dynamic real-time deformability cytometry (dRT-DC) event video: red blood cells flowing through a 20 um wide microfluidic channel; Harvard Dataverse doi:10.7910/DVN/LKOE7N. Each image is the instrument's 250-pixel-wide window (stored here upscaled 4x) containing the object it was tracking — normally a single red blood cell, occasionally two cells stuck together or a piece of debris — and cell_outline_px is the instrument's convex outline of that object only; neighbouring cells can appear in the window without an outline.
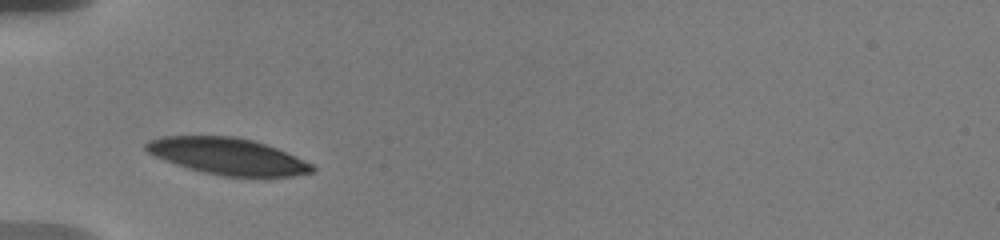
{"species": "human", "species_latin": "Homo sapiens", "temperature_condition": "warm", "stored_images_in_passage": 28, "camera_frame_rate_fps": 3000, "um_per_image_px": 0.085, "donor": {"sex": "male"}, "frame": {"image": 1, "passage_image": 1, "time_ms": 0.0, "image_size_px": [1000, 240], "cell_outline_px": [[316, 168], [312, 172], [292, 176], [224, 176], [204, 172], [188, 168], [176, 164], [156, 156], [148, 152], [144, 148], [144, 144], [148, 140], [160, 136], [236, 136], [252, 140], [276, 148], [312, 164]], "centroid_in_image_um": [19.32, 13.27], "position_along_channel_um": 65.7, "area_um2": 35.03}}
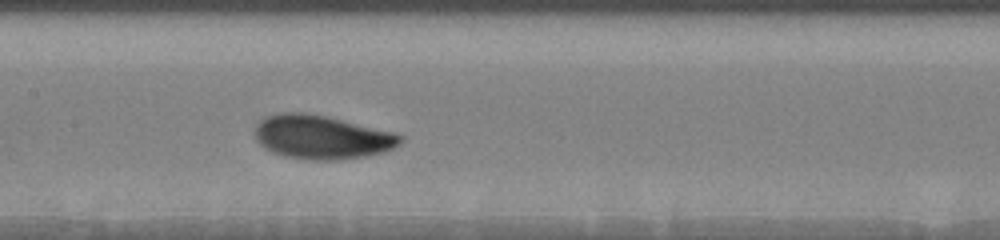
{"frame": {"image": 2, "passage_image": 10, "time_ms": 3.333, "image_size_px": [1000, 240], "cell_outline_px": [[404, 136], [400, 144], [384, 152], [364, 156], [336, 160], [308, 160], [284, 156], [272, 152], [264, 148], [256, 140], [256, 124], [264, 116], [280, 112], [308, 112], [396, 132]], "centroid_in_image_um": [27.34, 11.64], "position_along_channel_um": 180.1, "area_um2": 37.4}}
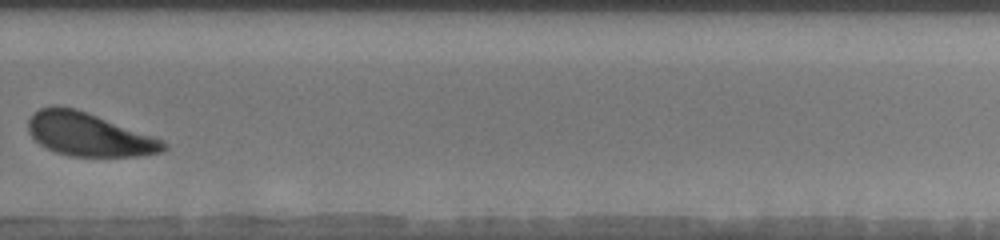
{"frame": {"image": 3, "passage_image": 20, "time_ms": 7.333, "image_size_px": [1000, 240], "cell_outline_px": [[168, 148], [164, 152], [136, 156], [68, 156], [56, 152], [40, 144], [28, 132], [28, 120], [32, 112], [40, 108], [52, 104], [56, 104], [76, 108], [164, 140], [168, 144]], "centroid_in_image_um": [7.54, 11.41], "position_along_channel_um": 322.3, "area_um2": 34.39}, "authors_computed_cell_mechanics": {"area_um2": 36.2695, "velocity_mm_per_s": 3.5638, "shape_relaxation_time_tau1_ms": 1.7426, "shape_relaxation_time_tau2_ms": null, "deformation_change_tau1": 0.1177, "deformation_change_tau2": null}}